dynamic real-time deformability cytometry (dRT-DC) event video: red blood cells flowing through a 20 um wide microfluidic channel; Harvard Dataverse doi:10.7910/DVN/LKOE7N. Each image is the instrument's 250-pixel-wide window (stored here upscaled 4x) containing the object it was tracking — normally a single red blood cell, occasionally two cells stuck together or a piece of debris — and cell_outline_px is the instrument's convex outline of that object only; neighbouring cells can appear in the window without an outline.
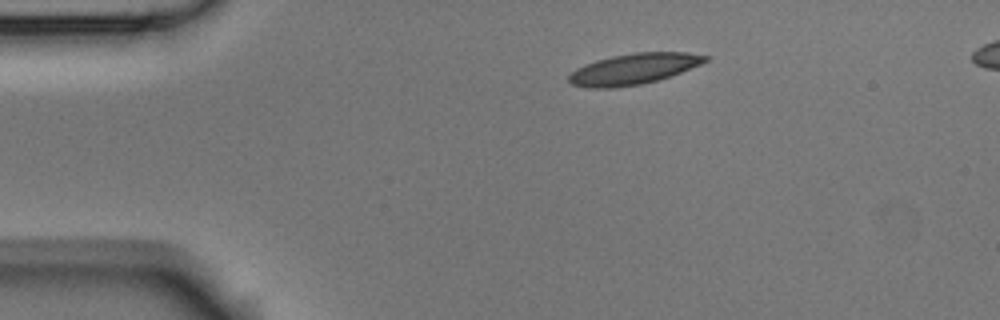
{"species": "Egyptian fruit bat (a non-hibernating species)", "species_latin": "Rousettus aegyptiacus", "temperature_condition": "room temperature", "stored_images_in_passage": 3, "segment_of_instrument_passage": [1, 2], "camera_frame_rate_fps": 3000, "um_per_image_px": 0.085, "animal": {"sex": "male"}, "frame": {"image": 1, "passage_image": 1, "time_ms": 0.0, "image_size_px": [1000, 320], "cell_outline_px": [[708, 60], [700, 64], [660, 80], [640, 84], [616, 88], [588, 88], [572, 84], [568, 80], [568, 76], [576, 68], [584, 64], [596, 60], [612, 56], [636, 52], [688, 52], [708, 56]], "centroid_in_image_um": [53.83, 5.86], "position_along_channel_um": 31.2, "area_um2": 24.51}}